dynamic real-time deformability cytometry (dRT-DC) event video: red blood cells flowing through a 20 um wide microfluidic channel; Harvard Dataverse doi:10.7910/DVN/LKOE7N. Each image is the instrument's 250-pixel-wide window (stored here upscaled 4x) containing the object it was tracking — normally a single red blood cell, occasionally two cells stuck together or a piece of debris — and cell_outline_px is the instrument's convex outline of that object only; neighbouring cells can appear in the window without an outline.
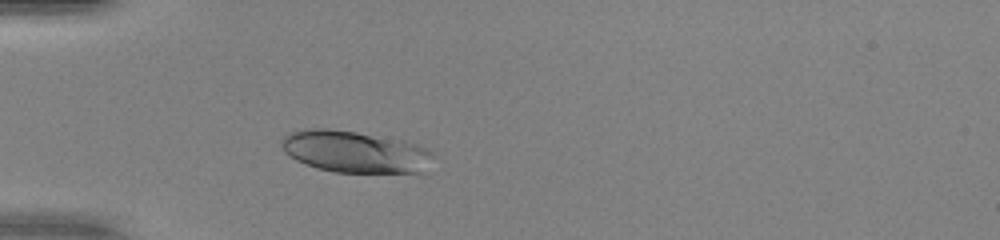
{"species": "human", "species_latin": "Homo sapiens", "temperature_condition": "warm", "stored_images_in_passage": 41, "camera_frame_rate_fps": 3000, "um_per_image_px": 0.085, "donor": {"sex": "female"}, "frame": {"image": 1, "passage_image": 7, "time_ms": 2.0, "image_size_px": [1000, 240], "cell_outline_px": [[432, 156], [424, 176], [332, 172], [316, 168], [304, 164], [296, 160], [284, 152], [280, 144], [280, 140], [288, 132], [308, 128], [324, 128], [356, 132], [404, 140], [416, 144], [432, 152]], "centroid_in_image_um": [30.23, 12.96], "position_along_channel_um": 54.8, "area_um2": 38.38}}
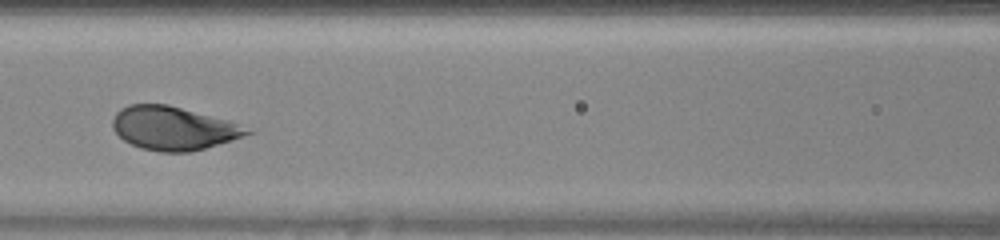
{"frame": {"image": 2, "passage_image": 15, "time_ms": 4.667, "image_size_px": [1000, 240], "cell_outline_px": [[256, 132], [232, 140], [204, 148], [188, 152], [160, 152], [140, 148], [124, 140], [112, 128], [112, 120], [116, 112], [120, 108], [128, 104], [168, 104], [228, 120], [256, 128]], "centroid_in_image_um": [14.78, 10.89], "position_along_channel_um": 151.8, "area_um2": 34.39}}
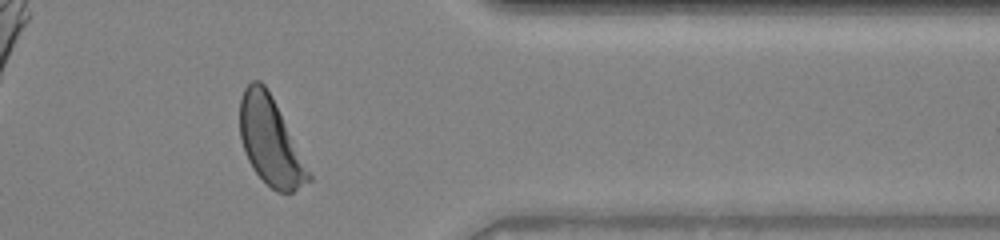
{"frame": {"image": 3, "passage_image": 33, "time_ms": 10.667, "image_size_px": [1000, 240], "cell_outline_px": [[312, 180], [292, 192], [276, 192], [252, 168], [244, 152], [240, 136], [240, 100], [244, 88], [252, 80], [260, 80], [264, 84], [312, 176]], "centroid_in_image_um": [22.94, 12.03], "position_along_channel_um": 388.5, "area_um2": 34.04}, "authors_computed_cell_mechanics": {"area_um2": 35.3736, "velocity_mm_per_s": 4.1441, "shape_relaxation_time_tau1_ms": 1.2962, "shape_relaxation_time_tau2_ms": null, "deformation_change_tau1": 0.1646, "deformation_change_tau2": null}}